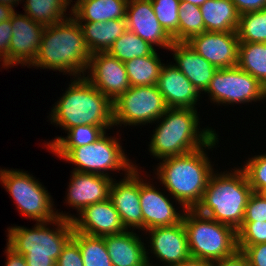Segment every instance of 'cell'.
<instances>
[{"label":"cell","mask_w":266,"mask_h":266,"mask_svg":"<svg viewBox=\"0 0 266 266\" xmlns=\"http://www.w3.org/2000/svg\"><path fill=\"white\" fill-rule=\"evenodd\" d=\"M142 237L134 230L104 236L112 266H148L146 243Z\"/></svg>","instance_id":"603a6c76"},{"label":"cell","mask_w":266,"mask_h":266,"mask_svg":"<svg viewBox=\"0 0 266 266\" xmlns=\"http://www.w3.org/2000/svg\"><path fill=\"white\" fill-rule=\"evenodd\" d=\"M56 266H84L78 243L71 238L56 260Z\"/></svg>","instance_id":"f35d334b"},{"label":"cell","mask_w":266,"mask_h":266,"mask_svg":"<svg viewBox=\"0 0 266 266\" xmlns=\"http://www.w3.org/2000/svg\"><path fill=\"white\" fill-rule=\"evenodd\" d=\"M72 79V80H71ZM48 119L64 131L79 125L114 126L113 101L85 77L71 78Z\"/></svg>","instance_id":"277c9868"},{"label":"cell","mask_w":266,"mask_h":266,"mask_svg":"<svg viewBox=\"0 0 266 266\" xmlns=\"http://www.w3.org/2000/svg\"><path fill=\"white\" fill-rule=\"evenodd\" d=\"M22 1L23 0H0V3H2L7 7H11L14 11H16L15 10V7H17L16 5H19V3L21 4Z\"/></svg>","instance_id":"7dc6e473"},{"label":"cell","mask_w":266,"mask_h":266,"mask_svg":"<svg viewBox=\"0 0 266 266\" xmlns=\"http://www.w3.org/2000/svg\"><path fill=\"white\" fill-rule=\"evenodd\" d=\"M180 2V0H151L159 23L175 42H179Z\"/></svg>","instance_id":"e575fe53"},{"label":"cell","mask_w":266,"mask_h":266,"mask_svg":"<svg viewBox=\"0 0 266 266\" xmlns=\"http://www.w3.org/2000/svg\"><path fill=\"white\" fill-rule=\"evenodd\" d=\"M129 0H74L72 16L78 22H106L125 19Z\"/></svg>","instance_id":"cb8c5ba5"},{"label":"cell","mask_w":266,"mask_h":266,"mask_svg":"<svg viewBox=\"0 0 266 266\" xmlns=\"http://www.w3.org/2000/svg\"><path fill=\"white\" fill-rule=\"evenodd\" d=\"M142 172H146L144 176ZM149 175L151 174H148L147 171H140V206L143 216V232L156 227L181 223L186 209L178 201L173 200L165 189L161 192V189L155 186L157 185L156 181L153 182L150 178L147 179L151 177ZM170 197L172 200H170ZM174 201L175 205L173 204ZM179 206L182 209L178 210Z\"/></svg>","instance_id":"7c38bea8"},{"label":"cell","mask_w":266,"mask_h":266,"mask_svg":"<svg viewBox=\"0 0 266 266\" xmlns=\"http://www.w3.org/2000/svg\"><path fill=\"white\" fill-rule=\"evenodd\" d=\"M84 77L113 102L131 87L124 62L108 52L91 55Z\"/></svg>","instance_id":"2e32d148"},{"label":"cell","mask_w":266,"mask_h":266,"mask_svg":"<svg viewBox=\"0 0 266 266\" xmlns=\"http://www.w3.org/2000/svg\"><path fill=\"white\" fill-rule=\"evenodd\" d=\"M91 55L82 29L71 15L45 27L39 51L27 68L58 71L70 78L84 77Z\"/></svg>","instance_id":"7a4b0ae2"},{"label":"cell","mask_w":266,"mask_h":266,"mask_svg":"<svg viewBox=\"0 0 266 266\" xmlns=\"http://www.w3.org/2000/svg\"><path fill=\"white\" fill-rule=\"evenodd\" d=\"M205 32V24L199 6L180 2L179 42H187L192 36Z\"/></svg>","instance_id":"836d02e7"},{"label":"cell","mask_w":266,"mask_h":266,"mask_svg":"<svg viewBox=\"0 0 266 266\" xmlns=\"http://www.w3.org/2000/svg\"><path fill=\"white\" fill-rule=\"evenodd\" d=\"M214 266H250L248 257L242 251L237 249L233 254L214 262Z\"/></svg>","instance_id":"b9f144b4"},{"label":"cell","mask_w":266,"mask_h":266,"mask_svg":"<svg viewBox=\"0 0 266 266\" xmlns=\"http://www.w3.org/2000/svg\"><path fill=\"white\" fill-rule=\"evenodd\" d=\"M249 157L240 168L245 172L253 192L266 193V153Z\"/></svg>","instance_id":"d590c367"},{"label":"cell","mask_w":266,"mask_h":266,"mask_svg":"<svg viewBox=\"0 0 266 266\" xmlns=\"http://www.w3.org/2000/svg\"><path fill=\"white\" fill-rule=\"evenodd\" d=\"M187 43L217 69L237 66L239 49L237 32L205 31L192 36Z\"/></svg>","instance_id":"ac0fdd59"},{"label":"cell","mask_w":266,"mask_h":266,"mask_svg":"<svg viewBox=\"0 0 266 266\" xmlns=\"http://www.w3.org/2000/svg\"><path fill=\"white\" fill-rule=\"evenodd\" d=\"M181 2H189L193 5H196V6H201L202 4H204L207 0H180Z\"/></svg>","instance_id":"c3c4849f"},{"label":"cell","mask_w":266,"mask_h":266,"mask_svg":"<svg viewBox=\"0 0 266 266\" xmlns=\"http://www.w3.org/2000/svg\"><path fill=\"white\" fill-rule=\"evenodd\" d=\"M70 181L66 190L65 202L78 215L85 207L109 198L113 178L102 175L70 171Z\"/></svg>","instance_id":"ffe728a7"},{"label":"cell","mask_w":266,"mask_h":266,"mask_svg":"<svg viewBox=\"0 0 266 266\" xmlns=\"http://www.w3.org/2000/svg\"><path fill=\"white\" fill-rule=\"evenodd\" d=\"M156 48L130 30H126L107 51L121 62L150 55Z\"/></svg>","instance_id":"1f68e13d"},{"label":"cell","mask_w":266,"mask_h":266,"mask_svg":"<svg viewBox=\"0 0 266 266\" xmlns=\"http://www.w3.org/2000/svg\"><path fill=\"white\" fill-rule=\"evenodd\" d=\"M173 266H214V262L190 257L189 259L181 262L180 264H176Z\"/></svg>","instance_id":"f6af8a7d"},{"label":"cell","mask_w":266,"mask_h":266,"mask_svg":"<svg viewBox=\"0 0 266 266\" xmlns=\"http://www.w3.org/2000/svg\"><path fill=\"white\" fill-rule=\"evenodd\" d=\"M160 55L155 49L150 55L124 62L131 86L157 85L162 66Z\"/></svg>","instance_id":"83f0119b"},{"label":"cell","mask_w":266,"mask_h":266,"mask_svg":"<svg viewBox=\"0 0 266 266\" xmlns=\"http://www.w3.org/2000/svg\"><path fill=\"white\" fill-rule=\"evenodd\" d=\"M157 87L167 108L197 109L196 105L200 104L198 101L203 97L172 62L162 66Z\"/></svg>","instance_id":"44dd1931"},{"label":"cell","mask_w":266,"mask_h":266,"mask_svg":"<svg viewBox=\"0 0 266 266\" xmlns=\"http://www.w3.org/2000/svg\"><path fill=\"white\" fill-rule=\"evenodd\" d=\"M218 133L203 147L178 156L161 159L155 165L154 178L185 209H196L212 173L216 170L208 150L217 149ZM213 148V149H212ZM207 150V151H206Z\"/></svg>","instance_id":"6da1fadb"},{"label":"cell","mask_w":266,"mask_h":266,"mask_svg":"<svg viewBox=\"0 0 266 266\" xmlns=\"http://www.w3.org/2000/svg\"><path fill=\"white\" fill-rule=\"evenodd\" d=\"M200 10L205 31L237 32L240 14L231 0H207Z\"/></svg>","instance_id":"484cf974"},{"label":"cell","mask_w":266,"mask_h":266,"mask_svg":"<svg viewBox=\"0 0 266 266\" xmlns=\"http://www.w3.org/2000/svg\"><path fill=\"white\" fill-rule=\"evenodd\" d=\"M73 0H23L24 14L44 26L54 25L72 15ZM68 8V9H67ZM69 10V12L67 11ZM69 13L67 14L66 13Z\"/></svg>","instance_id":"4316f807"},{"label":"cell","mask_w":266,"mask_h":266,"mask_svg":"<svg viewBox=\"0 0 266 266\" xmlns=\"http://www.w3.org/2000/svg\"><path fill=\"white\" fill-rule=\"evenodd\" d=\"M266 243V222H242L237 230V246Z\"/></svg>","instance_id":"8d00e7d4"},{"label":"cell","mask_w":266,"mask_h":266,"mask_svg":"<svg viewBox=\"0 0 266 266\" xmlns=\"http://www.w3.org/2000/svg\"><path fill=\"white\" fill-rule=\"evenodd\" d=\"M12 37L10 19L0 22V64L9 56V44Z\"/></svg>","instance_id":"60d3db41"},{"label":"cell","mask_w":266,"mask_h":266,"mask_svg":"<svg viewBox=\"0 0 266 266\" xmlns=\"http://www.w3.org/2000/svg\"><path fill=\"white\" fill-rule=\"evenodd\" d=\"M248 257L250 266H266V243L238 246Z\"/></svg>","instance_id":"ab89813d"},{"label":"cell","mask_w":266,"mask_h":266,"mask_svg":"<svg viewBox=\"0 0 266 266\" xmlns=\"http://www.w3.org/2000/svg\"><path fill=\"white\" fill-rule=\"evenodd\" d=\"M204 93L208 94L214 106L249 105L266 101V88L238 66L217 69Z\"/></svg>","instance_id":"8fae6325"},{"label":"cell","mask_w":266,"mask_h":266,"mask_svg":"<svg viewBox=\"0 0 266 266\" xmlns=\"http://www.w3.org/2000/svg\"><path fill=\"white\" fill-rule=\"evenodd\" d=\"M91 54L107 52L127 30L126 19L106 22H78Z\"/></svg>","instance_id":"d4e9b609"},{"label":"cell","mask_w":266,"mask_h":266,"mask_svg":"<svg viewBox=\"0 0 266 266\" xmlns=\"http://www.w3.org/2000/svg\"><path fill=\"white\" fill-rule=\"evenodd\" d=\"M252 193L245 172L238 165L230 171L219 172L216 169L209 178L196 210L237 231L242 225Z\"/></svg>","instance_id":"5b68a950"},{"label":"cell","mask_w":266,"mask_h":266,"mask_svg":"<svg viewBox=\"0 0 266 266\" xmlns=\"http://www.w3.org/2000/svg\"><path fill=\"white\" fill-rule=\"evenodd\" d=\"M114 126L79 125L65 131L67 135L56 136L45 142L44 148H76L97 141L106 131Z\"/></svg>","instance_id":"f546056e"},{"label":"cell","mask_w":266,"mask_h":266,"mask_svg":"<svg viewBox=\"0 0 266 266\" xmlns=\"http://www.w3.org/2000/svg\"><path fill=\"white\" fill-rule=\"evenodd\" d=\"M72 238L78 243L84 266H112L104 237L74 230Z\"/></svg>","instance_id":"4dcf8cb0"},{"label":"cell","mask_w":266,"mask_h":266,"mask_svg":"<svg viewBox=\"0 0 266 266\" xmlns=\"http://www.w3.org/2000/svg\"><path fill=\"white\" fill-rule=\"evenodd\" d=\"M108 136L107 131L95 142L76 148H48L58 159L74 165L73 171L112 178L113 172L126 176L134 167L120 143L122 134ZM50 150V151H49ZM111 172V173H110Z\"/></svg>","instance_id":"52a82bcc"},{"label":"cell","mask_w":266,"mask_h":266,"mask_svg":"<svg viewBox=\"0 0 266 266\" xmlns=\"http://www.w3.org/2000/svg\"><path fill=\"white\" fill-rule=\"evenodd\" d=\"M266 222V193L253 192L245 209L243 222Z\"/></svg>","instance_id":"74e56055"},{"label":"cell","mask_w":266,"mask_h":266,"mask_svg":"<svg viewBox=\"0 0 266 266\" xmlns=\"http://www.w3.org/2000/svg\"><path fill=\"white\" fill-rule=\"evenodd\" d=\"M4 253L6 254V262L4 266H27V262L23 255L15 253L7 245Z\"/></svg>","instance_id":"ee69618b"},{"label":"cell","mask_w":266,"mask_h":266,"mask_svg":"<svg viewBox=\"0 0 266 266\" xmlns=\"http://www.w3.org/2000/svg\"><path fill=\"white\" fill-rule=\"evenodd\" d=\"M197 109L167 108L147 145L150 156L158 160L183 155L205 146L217 133L209 126L200 128Z\"/></svg>","instance_id":"3957f363"},{"label":"cell","mask_w":266,"mask_h":266,"mask_svg":"<svg viewBox=\"0 0 266 266\" xmlns=\"http://www.w3.org/2000/svg\"><path fill=\"white\" fill-rule=\"evenodd\" d=\"M238 13L259 11L266 8V0H231Z\"/></svg>","instance_id":"7bdbcfd3"},{"label":"cell","mask_w":266,"mask_h":266,"mask_svg":"<svg viewBox=\"0 0 266 266\" xmlns=\"http://www.w3.org/2000/svg\"><path fill=\"white\" fill-rule=\"evenodd\" d=\"M141 233L148 235V237L145 235L148 266H173L191 257L183 222L171 226L148 229ZM149 254L154 257L152 255L149 257ZM151 256L152 259L157 260L156 264L150 261ZM158 261L160 264L162 262V264L159 265Z\"/></svg>","instance_id":"4fadbf2b"},{"label":"cell","mask_w":266,"mask_h":266,"mask_svg":"<svg viewBox=\"0 0 266 266\" xmlns=\"http://www.w3.org/2000/svg\"><path fill=\"white\" fill-rule=\"evenodd\" d=\"M127 29L154 48L169 50L173 38L164 30L153 11L151 0H129L126 9ZM155 45V46H154Z\"/></svg>","instance_id":"d6986e66"},{"label":"cell","mask_w":266,"mask_h":266,"mask_svg":"<svg viewBox=\"0 0 266 266\" xmlns=\"http://www.w3.org/2000/svg\"><path fill=\"white\" fill-rule=\"evenodd\" d=\"M237 66L266 88V43L239 42Z\"/></svg>","instance_id":"f1b7e54d"},{"label":"cell","mask_w":266,"mask_h":266,"mask_svg":"<svg viewBox=\"0 0 266 266\" xmlns=\"http://www.w3.org/2000/svg\"><path fill=\"white\" fill-rule=\"evenodd\" d=\"M182 222L192 258L217 262L238 249L237 231L233 227L200 214L196 209H186Z\"/></svg>","instance_id":"ba28073f"},{"label":"cell","mask_w":266,"mask_h":266,"mask_svg":"<svg viewBox=\"0 0 266 266\" xmlns=\"http://www.w3.org/2000/svg\"><path fill=\"white\" fill-rule=\"evenodd\" d=\"M239 42L266 43V8L240 15Z\"/></svg>","instance_id":"d6a6232c"},{"label":"cell","mask_w":266,"mask_h":266,"mask_svg":"<svg viewBox=\"0 0 266 266\" xmlns=\"http://www.w3.org/2000/svg\"><path fill=\"white\" fill-rule=\"evenodd\" d=\"M114 128L153 125L167 106L157 85L131 86L114 102Z\"/></svg>","instance_id":"30bf717a"},{"label":"cell","mask_w":266,"mask_h":266,"mask_svg":"<svg viewBox=\"0 0 266 266\" xmlns=\"http://www.w3.org/2000/svg\"><path fill=\"white\" fill-rule=\"evenodd\" d=\"M135 167L123 178L112 181L109 199L120 215L126 230L143 231V216L140 206V170Z\"/></svg>","instance_id":"9a60e30c"},{"label":"cell","mask_w":266,"mask_h":266,"mask_svg":"<svg viewBox=\"0 0 266 266\" xmlns=\"http://www.w3.org/2000/svg\"><path fill=\"white\" fill-rule=\"evenodd\" d=\"M35 223L31 228L9 226L6 245L23 255L27 266H56V260L73 236V223L61 217Z\"/></svg>","instance_id":"8992f818"},{"label":"cell","mask_w":266,"mask_h":266,"mask_svg":"<svg viewBox=\"0 0 266 266\" xmlns=\"http://www.w3.org/2000/svg\"><path fill=\"white\" fill-rule=\"evenodd\" d=\"M57 214L58 217L71 220L75 231L92 236L104 237L126 231L109 198L85 207L77 216L58 209Z\"/></svg>","instance_id":"e0dca14e"},{"label":"cell","mask_w":266,"mask_h":266,"mask_svg":"<svg viewBox=\"0 0 266 266\" xmlns=\"http://www.w3.org/2000/svg\"><path fill=\"white\" fill-rule=\"evenodd\" d=\"M10 24L12 37L9 44V56L0 66L4 69L14 68L17 65L28 67L39 51L46 26L17 11L11 15Z\"/></svg>","instance_id":"5bb4252c"},{"label":"cell","mask_w":266,"mask_h":266,"mask_svg":"<svg viewBox=\"0 0 266 266\" xmlns=\"http://www.w3.org/2000/svg\"><path fill=\"white\" fill-rule=\"evenodd\" d=\"M28 171L0 168V184L9 193L21 216L36 222L58 217L53 197L47 188Z\"/></svg>","instance_id":"9c48e42d"},{"label":"cell","mask_w":266,"mask_h":266,"mask_svg":"<svg viewBox=\"0 0 266 266\" xmlns=\"http://www.w3.org/2000/svg\"><path fill=\"white\" fill-rule=\"evenodd\" d=\"M173 65L177 67L202 95L217 71L210 62L192 49L187 42H173L169 48Z\"/></svg>","instance_id":"7402d4cb"},{"label":"cell","mask_w":266,"mask_h":266,"mask_svg":"<svg viewBox=\"0 0 266 266\" xmlns=\"http://www.w3.org/2000/svg\"><path fill=\"white\" fill-rule=\"evenodd\" d=\"M15 11L11 7H7L0 3V22L7 21Z\"/></svg>","instance_id":"bcb514c9"}]
</instances>
